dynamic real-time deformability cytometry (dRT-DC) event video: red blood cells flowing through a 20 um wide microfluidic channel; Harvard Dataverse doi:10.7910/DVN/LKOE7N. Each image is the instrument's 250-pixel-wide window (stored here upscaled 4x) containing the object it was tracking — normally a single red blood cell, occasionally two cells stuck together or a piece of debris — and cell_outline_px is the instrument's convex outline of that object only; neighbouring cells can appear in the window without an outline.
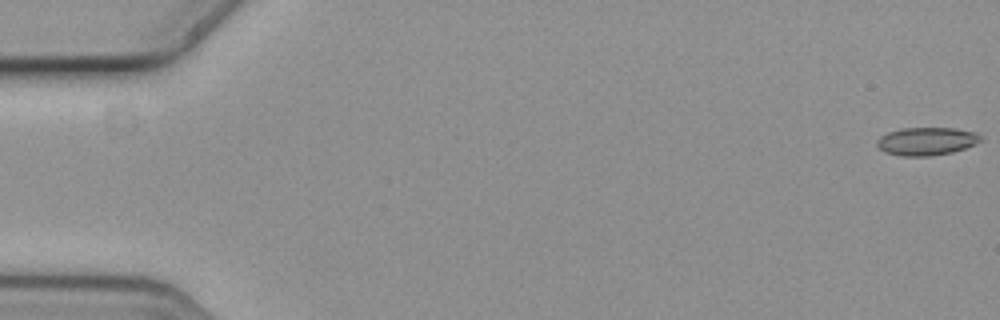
{"species": "common noctule bat (a hibernating species)", "species_latin": "Nyctalus noctula", "temperature_condition": "cold", "stored_images_in_passage": 58, "camera_frame_rate_fps": 3000, "um_per_image_px": 0.085, "animal": {"sex": "female", "body_mass_g": 19.3, "forearm_length_mm": 54.1}, "frame": {"image": 1, "passage_image": 1, "time_ms": 0.0, "image_size_px": [1000, 320], "cell_outline_px": [[984, 140], [976, 144], [952, 152], [932, 156], [900, 156], [884, 152], [876, 144], [876, 140], [880, 136], [888, 132], [900, 128], [956, 128], [976, 132], [984, 136]], "centroid_in_image_um": [78.79, 12.0], "position_along_channel_um": 6.2, "area_um2": 17.22}}
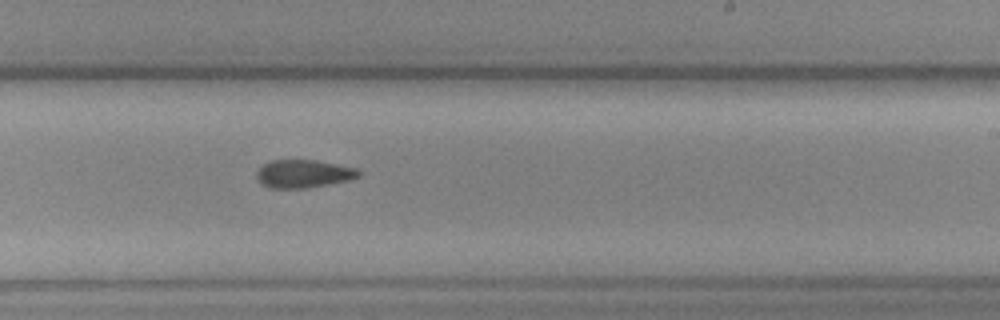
{"frame": {"image": 2, "passage_image": 36, "time_ms": 11.667, "image_size_px": [1000, 320], "cell_outline_px": [[360, 176], [348, 180], [308, 188], [268, 188], [260, 184], [256, 176], [256, 172], [264, 164], [272, 160], [316, 160], [356, 168], [360, 172]], "centroid_in_image_um": [25.76, 14.78], "position_along_channel_um": 263.2, "area_um2": 16.65}}
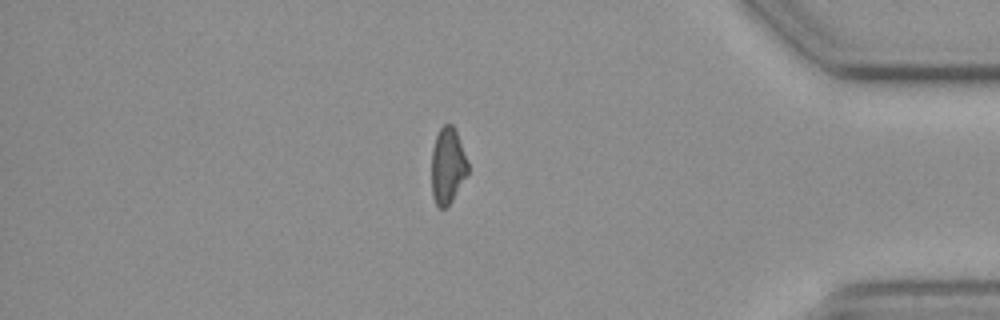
{"frame": {"image": 3, "passage_image": 50, "time_ms": 16.333, "image_size_px": [1000, 320], "cell_outline_px": [[468, 172], [452, 200], [444, 208], [440, 208], [436, 204], [432, 196], [432, 148], [436, 136], [440, 128], [444, 124], [452, 124], [456, 128], [468, 160]], "centroid_in_image_um": [38.05, 14.04], "position_along_channel_um": 397.1, "area_um2": 16.18}, "authors_computed_cell_mechanics": {"area_um2": 17.1377, "velocity_mm_per_s": 3.612, "shape_relaxation_time_tau1_ms": null, "shape_relaxation_time_tau2_ms": 9.6829, "deformation_change_tau1": null, "deformation_change_tau2": 0.1567}}